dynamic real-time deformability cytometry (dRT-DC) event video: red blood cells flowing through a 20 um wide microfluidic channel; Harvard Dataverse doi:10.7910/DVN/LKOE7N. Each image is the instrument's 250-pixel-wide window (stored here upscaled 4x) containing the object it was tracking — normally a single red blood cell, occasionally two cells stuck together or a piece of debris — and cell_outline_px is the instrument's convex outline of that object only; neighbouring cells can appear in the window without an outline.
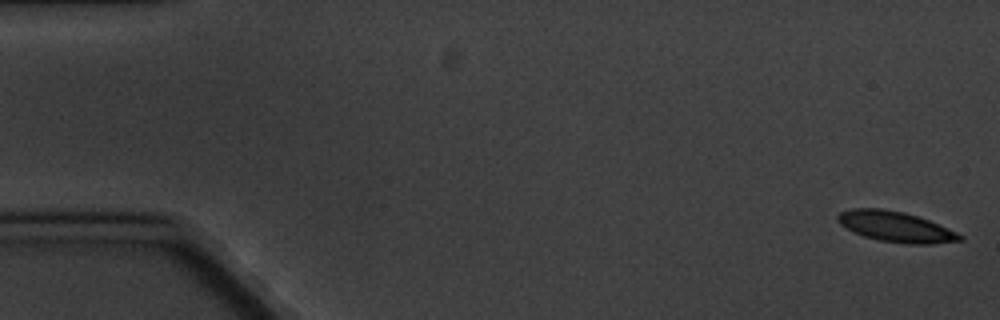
{"species": "common noctule bat (a hibernating species)", "species_latin": "Nyctalus noctula", "temperature_condition": "cold", "stored_images_in_passage": 6, "camera_frame_rate_fps": 3000, "um_per_image_px": 0.085, "animal": {"sex": "male", "body_mass_g": 20.1, "forearm_length_mm": 53.5}, "frame": {"image": 1, "passage_image": 1, "time_ms": 0.0, "image_size_px": [1000, 320], "cell_outline_px": [[964, 240], [932, 244], [908, 244], [880, 240], [864, 236], [840, 224], [836, 220], [836, 216], [840, 212], [852, 208], [880, 208], [904, 212], [928, 220], [956, 232], [964, 236]], "centroid_in_image_um": [76.13, 19.27], "position_along_channel_um": 8.9, "area_um2": 21.44}}
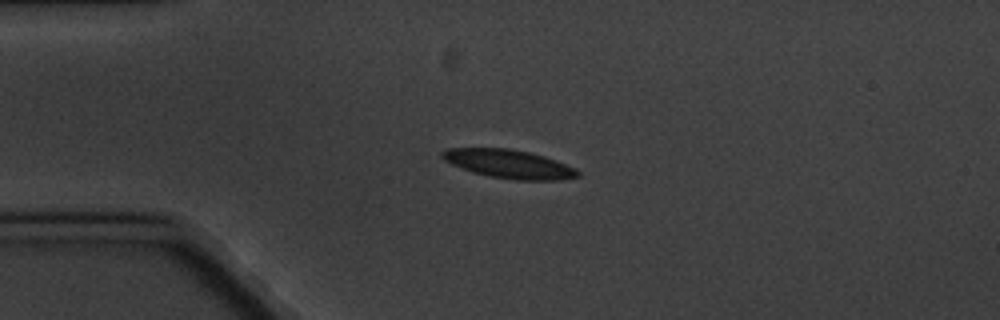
{"frame": {"image": 2, "passage_image": 4, "time_ms": 4.333, "image_size_px": [1000, 320], "cell_outline_px": [[580, 176], [560, 180], [516, 180], [492, 176], [472, 172], [452, 164], [444, 160], [440, 156], [440, 152], [448, 148], [508, 148], [528, 152], [544, 156], [576, 168], [580, 172]], "centroid_in_image_um": [43.26, 13.93], "position_along_channel_um": 41.7, "area_um2": 22.48}}